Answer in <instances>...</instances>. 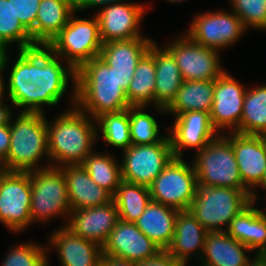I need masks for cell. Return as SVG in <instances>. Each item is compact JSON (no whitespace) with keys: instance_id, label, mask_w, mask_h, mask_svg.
<instances>
[{"instance_id":"6da1fadb","label":"cell","mask_w":266,"mask_h":266,"mask_svg":"<svg viewBox=\"0 0 266 266\" xmlns=\"http://www.w3.org/2000/svg\"><path fill=\"white\" fill-rule=\"evenodd\" d=\"M75 102L83 104L95 120L103 113L120 112L130 107L126 91L118 84L114 68L99 56L76 71Z\"/></svg>"},{"instance_id":"7a4b0ae2","label":"cell","mask_w":266,"mask_h":266,"mask_svg":"<svg viewBox=\"0 0 266 266\" xmlns=\"http://www.w3.org/2000/svg\"><path fill=\"white\" fill-rule=\"evenodd\" d=\"M11 141L4 171L33 172V167L48 152L47 122L42 112H22L10 124Z\"/></svg>"},{"instance_id":"3957f363","label":"cell","mask_w":266,"mask_h":266,"mask_svg":"<svg viewBox=\"0 0 266 266\" xmlns=\"http://www.w3.org/2000/svg\"><path fill=\"white\" fill-rule=\"evenodd\" d=\"M79 108L62 114L49 126L47 123L48 152L51 158L68 165L81 164L90 155L96 131Z\"/></svg>"},{"instance_id":"277c9868","label":"cell","mask_w":266,"mask_h":266,"mask_svg":"<svg viewBox=\"0 0 266 266\" xmlns=\"http://www.w3.org/2000/svg\"><path fill=\"white\" fill-rule=\"evenodd\" d=\"M255 194L229 187L198 186L189 212L207 231H222L228 223L255 202Z\"/></svg>"},{"instance_id":"5b68a950","label":"cell","mask_w":266,"mask_h":266,"mask_svg":"<svg viewBox=\"0 0 266 266\" xmlns=\"http://www.w3.org/2000/svg\"><path fill=\"white\" fill-rule=\"evenodd\" d=\"M194 163L198 186L229 187L251 192L242 182L232 144L227 137H215L198 153Z\"/></svg>"},{"instance_id":"8992f818","label":"cell","mask_w":266,"mask_h":266,"mask_svg":"<svg viewBox=\"0 0 266 266\" xmlns=\"http://www.w3.org/2000/svg\"><path fill=\"white\" fill-rule=\"evenodd\" d=\"M46 46L55 55L68 58L71 72H76L84 63L100 55L102 41L97 17L93 20L72 19ZM60 53V54H59Z\"/></svg>"},{"instance_id":"52a82bcc","label":"cell","mask_w":266,"mask_h":266,"mask_svg":"<svg viewBox=\"0 0 266 266\" xmlns=\"http://www.w3.org/2000/svg\"><path fill=\"white\" fill-rule=\"evenodd\" d=\"M198 187L194 165L191 168L181 158L173 157L149 186L152 201L188 210Z\"/></svg>"},{"instance_id":"ba28073f","label":"cell","mask_w":266,"mask_h":266,"mask_svg":"<svg viewBox=\"0 0 266 266\" xmlns=\"http://www.w3.org/2000/svg\"><path fill=\"white\" fill-rule=\"evenodd\" d=\"M36 170L31 173V220L45 221L53 215L71 211L67 182L60 167Z\"/></svg>"},{"instance_id":"9c48e42d","label":"cell","mask_w":266,"mask_h":266,"mask_svg":"<svg viewBox=\"0 0 266 266\" xmlns=\"http://www.w3.org/2000/svg\"><path fill=\"white\" fill-rule=\"evenodd\" d=\"M121 165L122 180L149 187L174 157L170 136L150 145L129 146Z\"/></svg>"},{"instance_id":"30bf717a","label":"cell","mask_w":266,"mask_h":266,"mask_svg":"<svg viewBox=\"0 0 266 266\" xmlns=\"http://www.w3.org/2000/svg\"><path fill=\"white\" fill-rule=\"evenodd\" d=\"M31 172L2 171L0 174V221L19 231L32 222Z\"/></svg>"},{"instance_id":"8fae6325","label":"cell","mask_w":266,"mask_h":266,"mask_svg":"<svg viewBox=\"0 0 266 266\" xmlns=\"http://www.w3.org/2000/svg\"><path fill=\"white\" fill-rule=\"evenodd\" d=\"M166 49L175 59L183 81L216 80L224 73L219 67L217 51L192 41L188 36Z\"/></svg>"},{"instance_id":"7c38bea8","label":"cell","mask_w":266,"mask_h":266,"mask_svg":"<svg viewBox=\"0 0 266 266\" xmlns=\"http://www.w3.org/2000/svg\"><path fill=\"white\" fill-rule=\"evenodd\" d=\"M161 249L135 223L118 220L102 247L105 256L142 262L157 255Z\"/></svg>"},{"instance_id":"4fadbf2b","label":"cell","mask_w":266,"mask_h":266,"mask_svg":"<svg viewBox=\"0 0 266 266\" xmlns=\"http://www.w3.org/2000/svg\"><path fill=\"white\" fill-rule=\"evenodd\" d=\"M245 29L235 13H207L196 18L187 36L204 47L217 50L233 44Z\"/></svg>"},{"instance_id":"5bb4252c","label":"cell","mask_w":266,"mask_h":266,"mask_svg":"<svg viewBox=\"0 0 266 266\" xmlns=\"http://www.w3.org/2000/svg\"><path fill=\"white\" fill-rule=\"evenodd\" d=\"M246 91L225 72L215 80L210 120L215 130L236 125L240 133V120Z\"/></svg>"},{"instance_id":"9a60e30c","label":"cell","mask_w":266,"mask_h":266,"mask_svg":"<svg viewBox=\"0 0 266 266\" xmlns=\"http://www.w3.org/2000/svg\"><path fill=\"white\" fill-rule=\"evenodd\" d=\"M70 212L75 214L73 213L71 222H68L66 228L74 235L93 241L101 247L106 243L109 234L119 220L114 200L101 206L71 210Z\"/></svg>"},{"instance_id":"2e32d148","label":"cell","mask_w":266,"mask_h":266,"mask_svg":"<svg viewBox=\"0 0 266 266\" xmlns=\"http://www.w3.org/2000/svg\"><path fill=\"white\" fill-rule=\"evenodd\" d=\"M229 138L244 186H259L266 169V136L235 132Z\"/></svg>"},{"instance_id":"e0dca14e","label":"cell","mask_w":266,"mask_h":266,"mask_svg":"<svg viewBox=\"0 0 266 266\" xmlns=\"http://www.w3.org/2000/svg\"><path fill=\"white\" fill-rule=\"evenodd\" d=\"M142 14L139 4H109L96 16L102 43L141 37L137 26Z\"/></svg>"},{"instance_id":"ac0fdd59","label":"cell","mask_w":266,"mask_h":266,"mask_svg":"<svg viewBox=\"0 0 266 266\" xmlns=\"http://www.w3.org/2000/svg\"><path fill=\"white\" fill-rule=\"evenodd\" d=\"M173 135L170 136L174 157L180 158V149L197 147L201 151L213 139L215 129L210 114L202 111H188L176 115Z\"/></svg>"},{"instance_id":"d6986e66","label":"cell","mask_w":266,"mask_h":266,"mask_svg":"<svg viewBox=\"0 0 266 266\" xmlns=\"http://www.w3.org/2000/svg\"><path fill=\"white\" fill-rule=\"evenodd\" d=\"M60 169L67 182L71 210L101 206L113 200V196L98 186L81 164L66 165Z\"/></svg>"},{"instance_id":"ffe728a7","label":"cell","mask_w":266,"mask_h":266,"mask_svg":"<svg viewBox=\"0 0 266 266\" xmlns=\"http://www.w3.org/2000/svg\"><path fill=\"white\" fill-rule=\"evenodd\" d=\"M53 245L58 248L63 266H99L103 256L97 243L74 235L66 227L53 234Z\"/></svg>"},{"instance_id":"44dd1931","label":"cell","mask_w":266,"mask_h":266,"mask_svg":"<svg viewBox=\"0 0 266 266\" xmlns=\"http://www.w3.org/2000/svg\"><path fill=\"white\" fill-rule=\"evenodd\" d=\"M178 212L173 207L151 200L135 224L161 250H167L173 240Z\"/></svg>"},{"instance_id":"7402d4cb","label":"cell","mask_w":266,"mask_h":266,"mask_svg":"<svg viewBox=\"0 0 266 266\" xmlns=\"http://www.w3.org/2000/svg\"><path fill=\"white\" fill-rule=\"evenodd\" d=\"M75 10V0H41L35 22V45L47 46Z\"/></svg>"},{"instance_id":"603a6c76","label":"cell","mask_w":266,"mask_h":266,"mask_svg":"<svg viewBox=\"0 0 266 266\" xmlns=\"http://www.w3.org/2000/svg\"><path fill=\"white\" fill-rule=\"evenodd\" d=\"M154 60L156 67L154 102L161 110H166L175 100L183 78L172 54L167 49L159 50L155 43Z\"/></svg>"},{"instance_id":"cb8c5ba5","label":"cell","mask_w":266,"mask_h":266,"mask_svg":"<svg viewBox=\"0 0 266 266\" xmlns=\"http://www.w3.org/2000/svg\"><path fill=\"white\" fill-rule=\"evenodd\" d=\"M207 232L189 210L179 211L175 222L173 240L167 251L182 266H185V262L193 250L198 247L204 250Z\"/></svg>"},{"instance_id":"d4e9b609","label":"cell","mask_w":266,"mask_h":266,"mask_svg":"<svg viewBox=\"0 0 266 266\" xmlns=\"http://www.w3.org/2000/svg\"><path fill=\"white\" fill-rule=\"evenodd\" d=\"M39 47V75L36 85L40 86L41 90V105H55L67 88L68 76H73L76 80V72H69L64 69L60 62L56 60L58 57L50 55L51 52L45 51ZM67 72L69 73L67 74Z\"/></svg>"},{"instance_id":"484cf974","label":"cell","mask_w":266,"mask_h":266,"mask_svg":"<svg viewBox=\"0 0 266 266\" xmlns=\"http://www.w3.org/2000/svg\"><path fill=\"white\" fill-rule=\"evenodd\" d=\"M251 250L232 238L227 231H208L204 250V266H247L249 260L243 250Z\"/></svg>"},{"instance_id":"4316f807","label":"cell","mask_w":266,"mask_h":266,"mask_svg":"<svg viewBox=\"0 0 266 266\" xmlns=\"http://www.w3.org/2000/svg\"><path fill=\"white\" fill-rule=\"evenodd\" d=\"M152 40L142 37L102 44L99 57L114 69H135L149 51Z\"/></svg>"},{"instance_id":"83f0119b","label":"cell","mask_w":266,"mask_h":266,"mask_svg":"<svg viewBox=\"0 0 266 266\" xmlns=\"http://www.w3.org/2000/svg\"><path fill=\"white\" fill-rule=\"evenodd\" d=\"M215 80L183 81L175 100L166 109L180 115L188 111L210 113L213 103Z\"/></svg>"},{"instance_id":"f1b7e54d","label":"cell","mask_w":266,"mask_h":266,"mask_svg":"<svg viewBox=\"0 0 266 266\" xmlns=\"http://www.w3.org/2000/svg\"><path fill=\"white\" fill-rule=\"evenodd\" d=\"M156 67L154 60V42L149 51L141 58L134 69L126 96L130 106H144L154 101Z\"/></svg>"},{"instance_id":"f546056e","label":"cell","mask_w":266,"mask_h":266,"mask_svg":"<svg viewBox=\"0 0 266 266\" xmlns=\"http://www.w3.org/2000/svg\"><path fill=\"white\" fill-rule=\"evenodd\" d=\"M113 200L119 219L135 223L151 202L149 187L122 181Z\"/></svg>"},{"instance_id":"4dcf8cb0","label":"cell","mask_w":266,"mask_h":266,"mask_svg":"<svg viewBox=\"0 0 266 266\" xmlns=\"http://www.w3.org/2000/svg\"><path fill=\"white\" fill-rule=\"evenodd\" d=\"M240 133L266 136V86L246 91Z\"/></svg>"},{"instance_id":"1f68e13d","label":"cell","mask_w":266,"mask_h":266,"mask_svg":"<svg viewBox=\"0 0 266 266\" xmlns=\"http://www.w3.org/2000/svg\"><path fill=\"white\" fill-rule=\"evenodd\" d=\"M88 155L81 163L82 167L89 173L91 179L112 196L122 180L121 166L116 165L113 158L108 155Z\"/></svg>"},{"instance_id":"d6a6232c","label":"cell","mask_w":266,"mask_h":266,"mask_svg":"<svg viewBox=\"0 0 266 266\" xmlns=\"http://www.w3.org/2000/svg\"><path fill=\"white\" fill-rule=\"evenodd\" d=\"M13 41L19 42V50L37 47L30 32L15 17L11 2L0 0V50L6 51V44Z\"/></svg>"},{"instance_id":"836d02e7","label":"cell","mask_w":266,"mask_h":266,"mask_svg":"<svg viewBox=\"0 0 266 266\" xmlns=\"http://www.w3.org/2000/svg\"><path fill=\"white\" fill-rule=\"evenodd\" d=\"M103 137L109 144L126 150L132 145L130 138L129 108L120 112L103 113L97 118Z\"/></svg>"},{"instance_id":"e575fe53","label":"cell","mask_w":266,"mask_h":266,"mask_svg":"<svg viewBox=\"0 0 266 266\" xmlns=\"http://www.w3.org/2000/svg\"><path fill=\"white\" fill-rule=\"evenodd\" d=\"M142 106L129 107L130 138L134 145H150L161 140L156 120L149 114L139 112ZM136 110V111H135ZM138 110V111H137Z\"/></svg>"},{"instance_id":"d590c367","label":"cell","mask_w":266,"mask_h":266,"mask_svg":"<svg viewBox=\"0 0 266 266\" xmlns=\"http://www.w3.org/2000/svg\"><path fill=\"white\" fill-rule=\"evenodd\" d=\"M232 4L245 28H266V0H232Z\"/></svg>"},{"instance_id":"8d00e7d4","label":"cell","mask_w":266,"mask_h":266,"mask_svg":"<svg viewBox=\"0 0 266 266\" xmlns=\"http://www.w3.org/2000/svg\"><path fill=\"white\" fill-rule=\"evenodd\" d=\"M45 251L32 243L9 252L2 266H47Z\"/></svg>"},{"instance_id":"74e56055","label":"cell","mask_w":266,"mask_h":266,"mask_svg":"<svg viewBox=\"0 0 266 266\" xmlns=\"http://www.w3.org/2000/svg\"><path fill=\"white\" fill-rule=\"evenodd\" d=\"M9 96L14 105L27 106L24 112H42L41 90L36 84L29 82L25 86H9Z\"/></svg>"},{"instance_id":"f35d334b","label":"cell","mask_w":266,"mask_h":266,"mask_svg":"<svg viewBox=\"0 0 266 266\" xmlns=\"http://www.w3.org/2000/svg\"><path fill=\"white\" fill-rule=\"evenodd\" d=\"M11 2L14 15L30 32L35 44V22L41 0H8Z\"/></svg>"},{"instance_id":"ab89813d","label":"cell","mask_w":266,"mask_h":266,"mask_svg":"<svg viewBox=\"0 0 266 266\" xmlns=\"http://www.w3.org/2000/svg\"><path fill=\"white\" fill-rule=\"evenodd\" d=\"M255 248H260L259 253H266V215L251 206L249 249Z\"/></svg>"},{"instance_id":"60d3db41","label":"cell","mask_w":266,"mask_h":266,"mask_svg":"<svg viewBox=\"0 0 266 266\" xmlns=\"http://www.w3.org/2000/svg\"><path fill=\"white\" fill-rule=\"evenodd\" d=\"M251 205L234 217L229 226L228 234L249 248V231L251 226Z\"/></svg>"},{"instance_id":"b9f144b4","label":"cell","mask_w":266,"mask_h":266,"mask_svg":"<svg viewBox=\"0 0 266 266\" xmlns=\"http://www.w3.org/2000/svg\"><path fill=\"white\" fill-rule=\"evenodd\" d=\"M11 70L9 86H25L30 82V49L20 50Z\"/></svg>"},{"instance_id":"7bdbcfd3","label":"cell","mask_w":266,"mask_h":266,"mask_svg":"<svg viewBox=\"0 0 266 266\" xmlns=\"http://www.w3.org/2000/svg\"><path fill=\"white\" fill-rule=\"evenodd\" d=\"M136 266H182L167 250H161L157 255L145 261L137 262Z\"/></svg>"},{"instance_id":"ee69618b","label":"cell","mask_w":266,"mask_h":266,"mask_svg":"<svg viewBox=\"0 0 266 266\" xmlns=\"http://www.w3.org/2000/svg\"><path fill=\"white\" fill-rule=\"evenodd\" d=\"M11 141L10 123L0 126V164L3 162L9 152Z\"/></svg>"},{"instance_id":"f6af8a7d","label":"cell","mask_w":266,"mask_h":266,"mask_svg":"<svg viewBox=\"0 0 266 266\" xmlns=\"http://www.w3.org/2000/svg\"><path fill=\"white\" fill-rule=\"evenodd\" d=\"M30 82L35 84L39 75V47L30 49Z\"/></svg>"},{"instance_id":"bcb514c9","label":"cell","mask_w":266,"mask_h":266,"mask_svg":"<svg viewBox=\"0 0 266 266\" xmlns=\"http://www.w3.org/2000/svg\"><path fill=\"white\" fill-rule=\"evenodd\" d=\"M117 77V82L127 91L130 81L133 79L134 69H114Z\"/></svg>"},{"instance_id":"7dc6e473","label":"cell","mask_w":266,"mask_h":266,"mask_svg":"<svg viewBox=\"0 0 266 266\" xmlns=\"http://www.w3.org/2000/svg\"><path fill=\"white\" fill-rule=\"evenodd\" d=\"M99 266H136V262L103 255Z\"/></svg>"},{"instance_id":"c3c4849f","label":"cell","mask_w":266,"mask_h":266,"mask_svg":"<svg viewBox=\"0 0 266 266\" xmlns=\"http://www.w3.org/2000/svg\"><path fill=\"white\" fill-rule=\"evenodd\" d=\"M115 1L119 2L123 0H75V10H83L91 6L105 5L109 3L113 4Z\"/></svg>"},{"instance_id":"681fc988","label":"cell","mask_w":266,"mask_h":266,"mask_svg":"<svg viewBox=\"0 0 266 266\" xmlns=\"http://www.w3.org/2000/svg\"><path fill=\"white\" fill-rule=\"evenodd\" d=\"M2 97H0V126L9 124L10 111L8 107L2 105Z\"/></svg>"},{"instance_id":"f907efd6","label":"cell","mask_w":266,"mask_h":266,"mask_svg":"<svg viewBox=\"0 0 266 266\" xmlns=\"http://www.w3.org/2000/svg\"><path fill=\"white\" fill-rule=\"evenodd\" d=\"M6 51H2V54H1V58H0V97H1V95L3 94V84H2V79H1V71L4 69V67H5V64H6V59H7V57H6Z\"/></svg>"},{"instance_id":"816d5d0a","label":"cell","mask_w":266,"mask_h":266,"mask_svg":"<svg viewBox=\"0 0 266 266\" xmlns=\"http://www.w3.org/2000/svg\"><path fill=\"white\" fill-rule=\"evenodd\" d=\"M260 185L266 188V169Z\"/></svg>"},{"instance_id":"f5cc1de1","label":"cell","mask_w":266,"mask_h":266,"mask_svg":"<svg viewBox=\"0 0 266 266\" xmlns=\"http://www.w3.org/2000/svg\"><path fill=\"white\" fill-rule=\"evenodd\" d=\"M168 1H171L173 3L175 1L181 2L182 0H168Z\"/></svg>"},{"instance_id":"db71d44e","label":"cell","mask_w":266,"mask_h":266,"mask_svg":"<svg viewBox=\"0 0 266 266\" xmlns=\"http://www.w3.org/2000/svg\"><path fill=\"white\" fill-rule=\"evenodd\" d=\"M2 164H0V166H1ZM3 171V167L1 166L0 167V174H1V172Z\"/></svg>"}]
</instances>
